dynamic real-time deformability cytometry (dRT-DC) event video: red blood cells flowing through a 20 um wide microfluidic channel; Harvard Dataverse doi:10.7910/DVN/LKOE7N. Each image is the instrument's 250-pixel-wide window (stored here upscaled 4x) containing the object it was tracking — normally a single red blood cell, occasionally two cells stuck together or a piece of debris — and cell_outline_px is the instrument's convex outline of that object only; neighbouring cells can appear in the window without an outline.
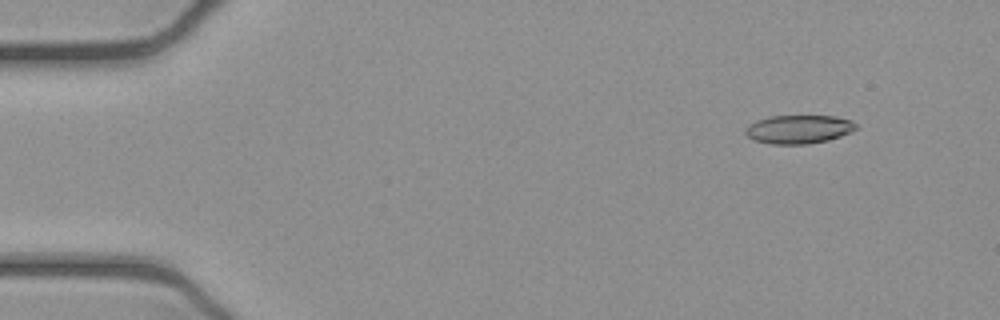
{"species": "common noctule bat (a hibernating species)", "species_latin": "Nyctalus noctula", "temperature_condition": "cold", "stored_images_in_passage": 16, "camera_frame_rate_fps": 3000, "um_per_image_px": 0.085, "animal": {"sex": "female", "body_mass_g": 21.9}, "frame": {"image": 1, "passage_image": 5, "time_ms": 1.333, "image_size_px": [1000, 320], "cell_outline_px": [[856, 128], [840, 136], [828, 140], [808, 144], [772, 144], [752, 140], [744, 132], [744, 128], [748, 124], [756, 120], [768, 116], [836, 116], [852, 120], [856, 124]], "centroid_in_image_um": [67.83, 10.98], "position_along_channel_um": 17.2, "area_um2": 18.5}}